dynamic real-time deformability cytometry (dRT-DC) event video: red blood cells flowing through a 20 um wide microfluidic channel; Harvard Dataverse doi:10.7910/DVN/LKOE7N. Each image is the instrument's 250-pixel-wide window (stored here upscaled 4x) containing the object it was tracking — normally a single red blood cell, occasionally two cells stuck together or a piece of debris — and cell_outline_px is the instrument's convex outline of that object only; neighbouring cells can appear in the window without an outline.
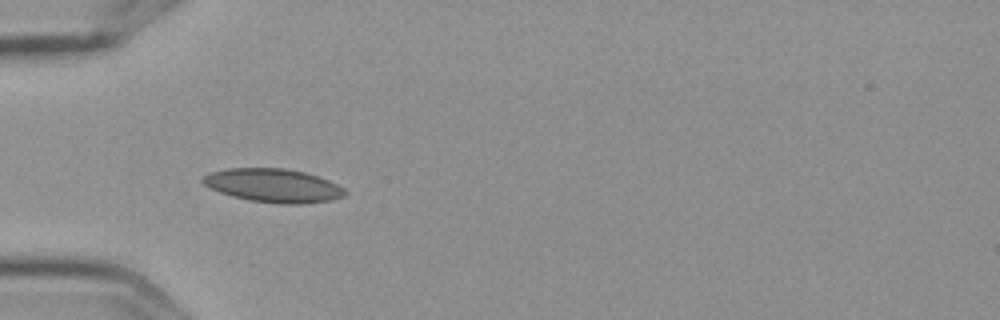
{"species": "Egyptian fruit bat (a non-hibernating species)", "species_latin": "Rousettus aegyptiacus", "temperature_condition": "cold", "stored_images_in_passage": 7, "camera_frame_rate_fps": 3000, "um_per_image_px": 0.085, "frame": {"image": 1, "passage_image": 4, "time_ms": 1.0, "image_size_px": [1000, 320], "cell_outline_px": [[348, 192], [344, 196], [332, 200], [300, 204], [280, 204], [248, 200], [232, 196], [208, 188], [200, 180], [208, 172], [228, 168], [284, 168], [304, 172], [328, 180], [344, 188]], "centroid_in_image_um": [23.2, 15.77], "position_along_channel_um": 61.8, "area_um2": 27.92}}
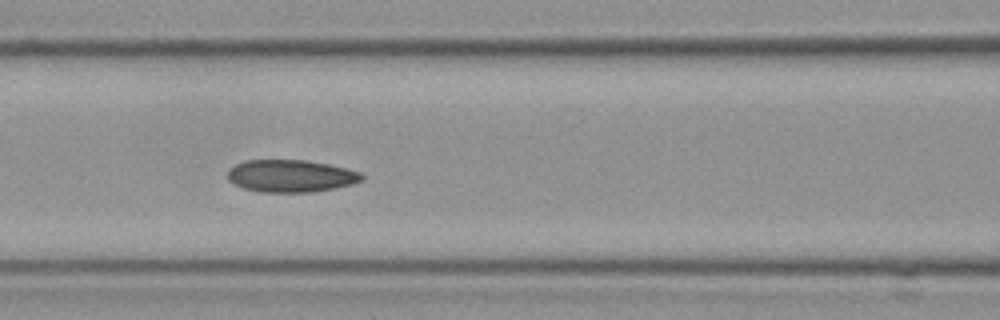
{"frame": {"image": 2, "passage_image": 6, "time_ms": 1.667, "image_size_px": [1000, 320], "cell_outline_px": [[364, 176], [360, 180], [352, 184], [336, 188], [312, 192], [260, 192], [244, 188], [232, 184], [228, 180], [228, 168], [236, 164], [248, 160], [304, 160], [328, 164], [348, 168], [360, 172]], "centroid_in_image_um": [24.7, 14.96], "position_along_channel_um": 141.9, "area_um2": 25.37}}
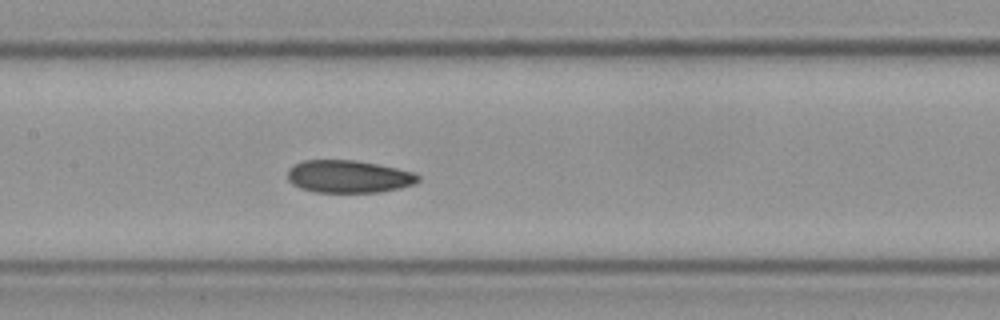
{"frame": {"image": 3, "passage_image": 7, "time_ms": 2.0, "image_size_px": [1000, 320], "cell_outline_px": [[420, 180], [412, 184], [400, 188], [380, 192], [316, 192], [300, 188], [292, 184], [288, 180], [288, 168], [304, 160], [356, 160], [416, 172], [420, 176]], "centroid_in_image_um": [29.64, 15.0], "position_along_channel_um": 177.8, "area_um2": 24.8}}